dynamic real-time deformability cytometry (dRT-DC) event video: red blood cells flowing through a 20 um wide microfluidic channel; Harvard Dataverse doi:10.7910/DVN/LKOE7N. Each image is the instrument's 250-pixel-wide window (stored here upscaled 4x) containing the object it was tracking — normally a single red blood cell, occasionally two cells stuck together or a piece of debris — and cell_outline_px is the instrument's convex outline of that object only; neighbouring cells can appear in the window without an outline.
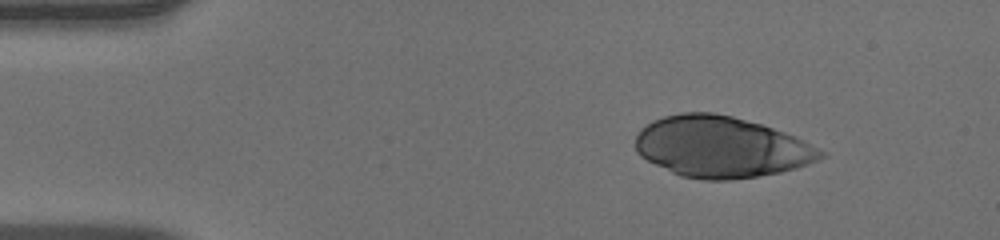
{"species": "human", "species_latin": "Homo sapiens", "temperature_condition": "warm", "stored_images_in_passage": 51, "camera_frame_rate_fps": 3000, "um_per_image_px": 0.085, "donor": {"sex": "male"}, "frame": {"image": 1, "passage_image": 7, "time_ms": 2.0, "image_size_px": [1000, 240], "cell_outline_px": [[828, 152], [824, 156], [808, 164], [796, 168], [780, 172], [732, 180], [704, 180], [680, 176], [640, 156], [636, 152], [636, 136], [652, 120], [664, 116], [680, 112], [712, 112], [732, 116], [760, 124], [784, 132]], "centroid_in_image_um": [61.29, 12.49], "position_along_channel_um": 23.7, "area_um2": 65.55}}